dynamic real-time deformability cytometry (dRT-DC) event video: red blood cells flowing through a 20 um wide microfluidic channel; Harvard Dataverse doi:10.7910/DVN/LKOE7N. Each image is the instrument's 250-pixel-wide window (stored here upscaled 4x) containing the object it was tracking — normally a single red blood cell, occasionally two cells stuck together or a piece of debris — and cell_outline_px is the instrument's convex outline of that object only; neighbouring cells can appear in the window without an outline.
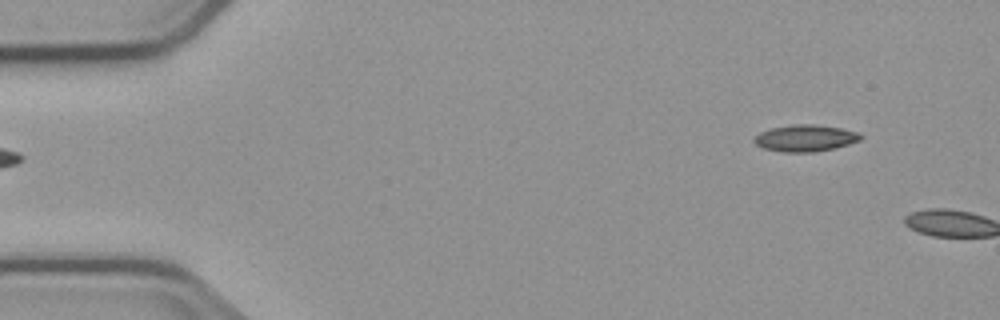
{"species": "common noctule bat (a hibernating species)", "species_latin": "Nyctalus noctula", "temperature_condition": "cold", "stored_images_in_passage": 2, "camera_frame_rate_fps": 3000, "um_per_image_px": 0.085, "animal": {"sex": "male", "body_mass_g": 23.1, "forearm_length_mm": 52.7}, "frame": {"image": 1, "passage_image": 1, "time_ms": 0.0, "image_size_px": [1000, 320], "cell_outline_px": [[864, 136], [860, 140], [836, 148], [812, 152], [784, 152], [764, 148], [756, 144], [752, 140], [760, 132], [772, 128], [796, 124], [816, 124], [840, 128], [860, 132]], "centroid_in_image_um": [68.49, 11.74], "position_along_channel_um": 16.5, "area_um2": 16.53}}